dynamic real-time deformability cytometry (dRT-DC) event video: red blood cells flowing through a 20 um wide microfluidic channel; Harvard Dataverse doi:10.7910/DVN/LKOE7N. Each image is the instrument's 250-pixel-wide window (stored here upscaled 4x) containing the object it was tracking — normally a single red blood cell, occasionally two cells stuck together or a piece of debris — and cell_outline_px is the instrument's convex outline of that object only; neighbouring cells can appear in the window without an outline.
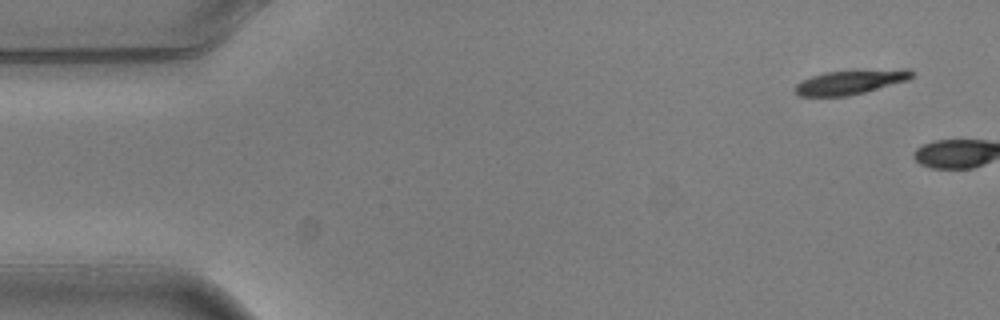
{"species": "common noctule bat (a hibernating species)", "species_latin": "Nyctalus noctula", "temperature_condition": "warm", "stored_images_in_passage": 2, "camera_frame_rate_fps": 3000, "um_per_image_px": 0.085, "animal": {"sex": "male", "body_mass_g": 20.5, "forearm_length_mm": 52.5}, "frame": {"image": 1, "passage_image": 1, "time_ms": 0.0, "image_size_px": [1000, 320], "cell_outline_px": [[916, 72], [908, 80], [864, 92], [848, 96], [800, 96], [792, 92], [792, 88], [800, 80], [824, 72], [904, 68], [908, 68]], "centroid_in_image_um": [72.26, 6.97], "position_along_channel_um": 12.7, "area_um2": 16.82}}